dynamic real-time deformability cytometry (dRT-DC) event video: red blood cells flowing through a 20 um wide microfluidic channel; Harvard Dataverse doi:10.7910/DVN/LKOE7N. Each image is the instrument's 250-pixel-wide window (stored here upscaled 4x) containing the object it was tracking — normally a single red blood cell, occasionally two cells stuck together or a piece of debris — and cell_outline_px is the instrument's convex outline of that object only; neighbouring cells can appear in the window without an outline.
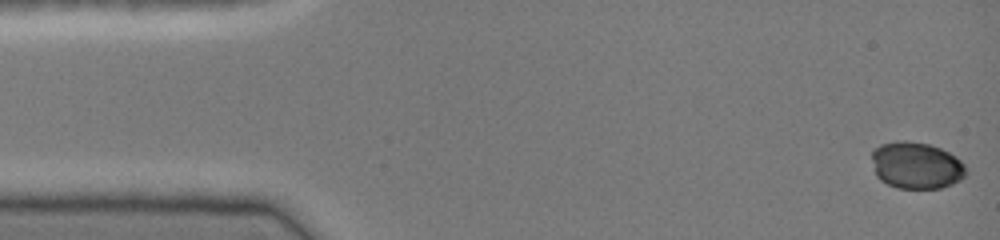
{"species": "common noctule bat (a hibernating species)", "species_latin": "Nyctalus noctula", "temperature_condition": "cold", "stored_images_in_passage": 46, "camera_frame_rate_fps": 3000, "um_per_image_px": 0.085, "animal": {"sex": "female", "body_mass_g": 19.0, "forearm_length_mm": 51.5}, "frame": {"image": 1, "passage_image": 1, "time_ms": 0.0, "image_size_px": [1000, 240], "cell_outline_px": [[968, 172], [960, 180], [952, 184], [940, 188], [896, 188], [880, 180], [876, 176], [872, 160], [872, 152], [880, 144], [896, 140], [908, 140], [928, 144], [940, 148], [956, 156], [964, 164]], "centroid_in_image_um": [77.88, 14.05], "position_along_channel_um": 7.1, "area_um2": 25.89}}
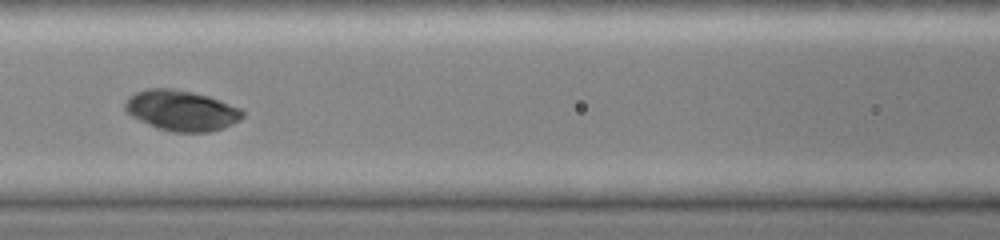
{"frame": {"image": 2, "passage_image": 20, "time_ms": 6.333, "image_size_px": [1000, 240], "cell_outline_px": [[244, 116], [240, 120], [232, 124], [208, 132], [172, 132], [156, 128], [132, 116], [124, 108], [124, 104], [128, 96], [144, 88], [172, 88], [192, 92], [208, 96], [220, 100], [240, 108], [244, 112]], "centroid_in_image_um": [15.4, 9.38], "position_along_channel_um": 151.2, "area_um2": 27.74}}
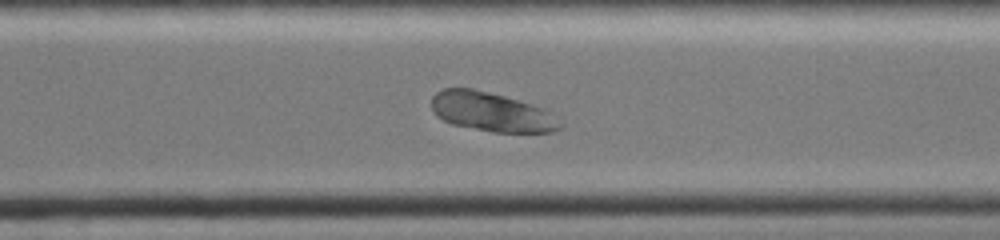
{"frame": {"image": 3, "passage_image": 33, "time_ms": 10.667, "image_size_px": [1000, 240], "cell_outline_px": [[564, 124], [560, 128], [552, 132], [492, 132], [452, 124], [436, 116], [432, 108], [432, 96], [436, 92], [444, 88], [472, 88], [504, 96], [532, 104], [544, 108], [564, 120]], "centroid_in_image_um": [41.83, 9.52], "position_along_channel_um": 328.8, "area_um2": 29.59}}